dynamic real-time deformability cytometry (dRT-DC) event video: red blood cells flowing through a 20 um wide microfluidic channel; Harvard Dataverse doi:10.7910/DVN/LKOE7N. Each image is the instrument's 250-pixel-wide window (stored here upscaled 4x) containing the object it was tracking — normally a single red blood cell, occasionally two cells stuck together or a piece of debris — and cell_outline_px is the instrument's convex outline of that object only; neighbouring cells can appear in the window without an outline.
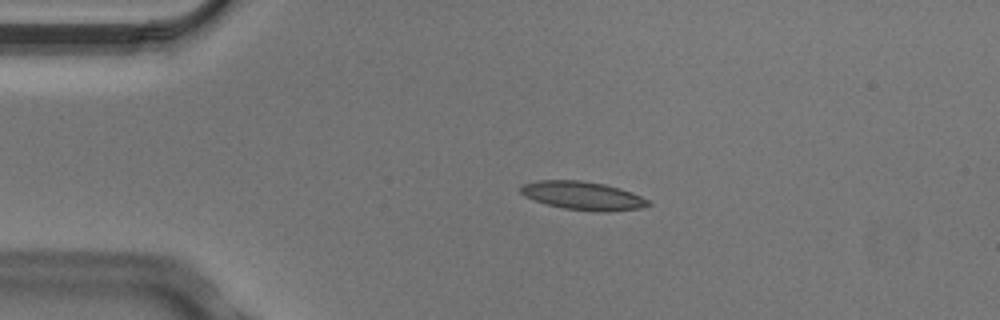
{"species": "Egyptian fruit bat (a non-hibernating species)", "species_latin": "Rousettus aegyptiacus", "temperature_condition": "cold", "stored_images_in_passage": 2, "camera_frame_rate_fps": 3000, "um_per_image_px": 0.085, "animal": {"sex": "male"}, "frame": {"image": 1, "passage_image": 1, "time_ms": 0.0, "image_size_px": [1000, 320], "cell_outline_px": [[652, 204], [644, 208], [604, 212], [596, 212], [564, 208], [548, 204], [524, 196], [520, 192], [520, 184], [536, 180], [580, 180], [604, 184], [620, 188], [632, 192], [648, 200]], "centroid_in_image_um": [49.55, 16.63], "position_along_channel_um": 35.5, "area_um2": 21.21}}